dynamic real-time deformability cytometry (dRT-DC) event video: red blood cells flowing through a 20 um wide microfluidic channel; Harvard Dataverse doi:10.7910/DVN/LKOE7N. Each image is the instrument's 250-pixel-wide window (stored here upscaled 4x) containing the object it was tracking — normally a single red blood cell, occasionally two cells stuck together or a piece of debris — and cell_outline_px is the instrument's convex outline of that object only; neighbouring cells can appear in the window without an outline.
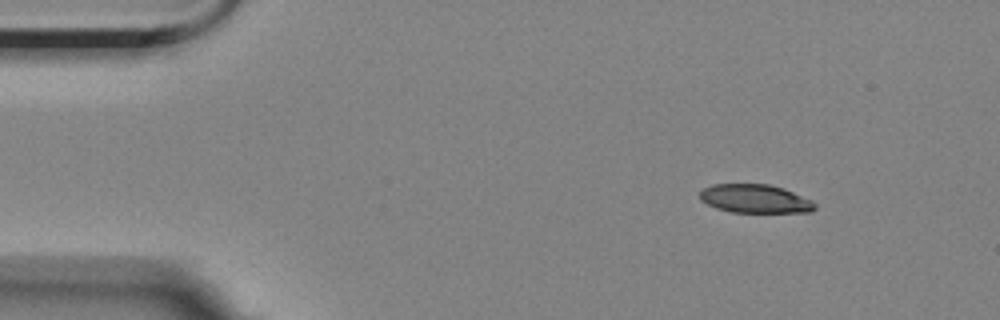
{"species": "Egyptian fruit bat (a non-hibernating species)", "species_latin": "Rousettus aegyptiacus", "temperature_condition": "room temperature", "stored_images_in_passage": 7, "camera_frame_rate_fps": 3000, "um_per_image_px": 0.085, "animal": {"sex": "female"}, "frame": {"image": 1, "passage_image": 1, "time_ms": 0.0, "image_size_px": [1000, 320], "cell_outline_px": [[816, 208], [812, 212], [732, 212], [716, 208], [700, 200], [700, 192], [704, 188], [712, 184], [768, 184], [784, 188], [812, 200], [816, 204]], "centroid_in_image_um": [64.2, 16.89], "position_along_channel_um": 20.8, "area_um2": 19.19}}
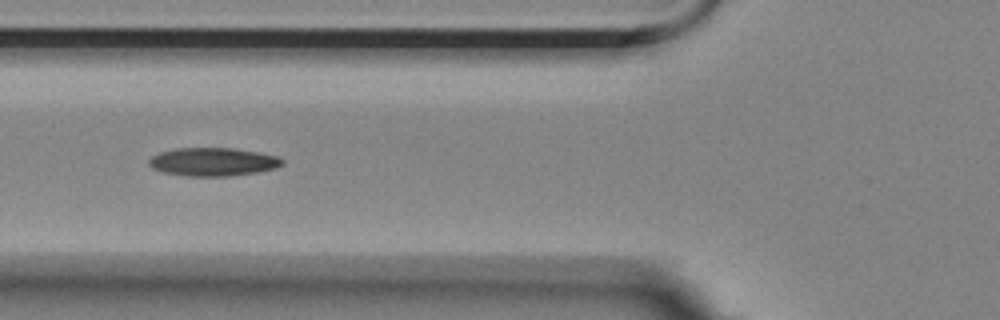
{"frame": {"image": 2, "passage_image": 5, "time_ms": 4.667, "image_size_px": [1000, 320], "cell_outline_px": [[284, 164], [276, 168], [256, 172], [228, 176], [188, 176], [164, 172], [152, 168], [148, 164], [148, 160], [152, 156], [160, 152], [176, 148], [236, 148], [260, 152], [280, 156], [284, 160]], "centroid_in_image_um": [18.14, 13.74], "position_along_channel_um": 107.7, "area_um2": 22.14}}
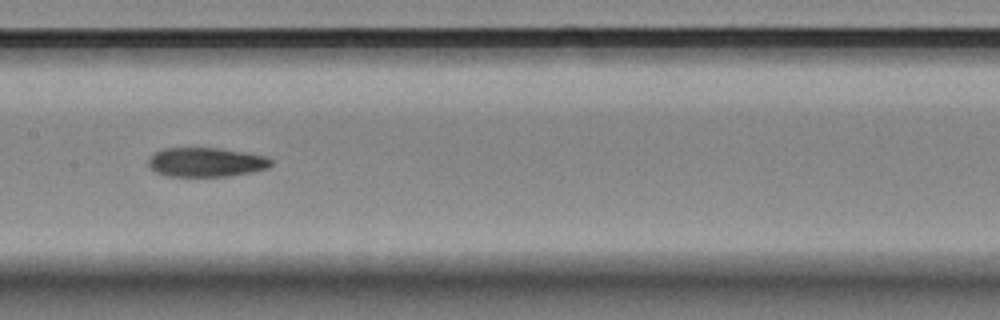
{"frame": {"image": 3, "passage_image": 7, "time_ms": 7.0, "image_size_px": [1000, 320], "cell_outline_px": [[272, 164], [268, 168], [252, 172], [228, 176], [164, 176], [156, 172], [148, 164], [148, 156], [164, 148], [220, 148], [268, 156], [272, 160]], "centroid_in_image_um": [17.52, 13.78], "position_along_channel_um": 189.9, "area_um2": 21.04}}